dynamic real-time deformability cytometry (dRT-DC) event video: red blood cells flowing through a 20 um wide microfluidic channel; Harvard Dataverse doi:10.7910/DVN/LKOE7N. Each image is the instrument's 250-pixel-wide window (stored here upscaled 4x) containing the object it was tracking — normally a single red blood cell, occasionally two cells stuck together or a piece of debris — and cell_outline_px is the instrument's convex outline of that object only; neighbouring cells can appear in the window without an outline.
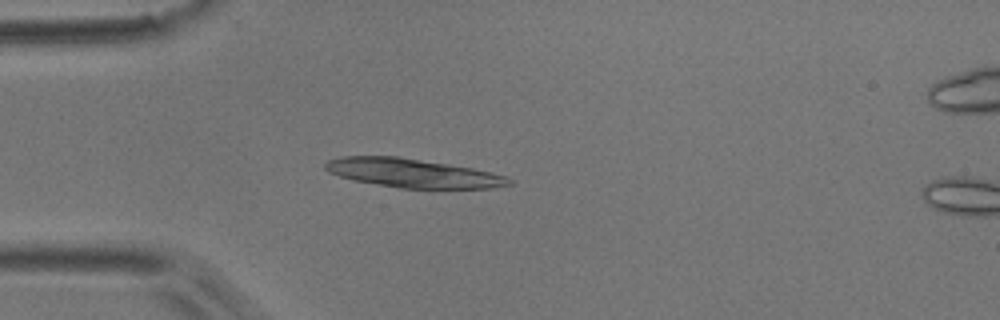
{"species": "common noctule bat (a hibernating species)", "species_latin": "Nyctalus noctula", "temperature_condition": "room temperature", "stored_images_in_passage": 39, "camera_frame_rate_fps": 3000, "um_per_image_px": 0.085, "animal": {"sex": "male", "body_mass_g": 17.9}, "frame": {"image": 1, "passage_image": 1, "time_ms": 0.0, "image_size_px": [1000, 320], "cell_outline_px": [[512, 184], [492, 188], [400, 188], [352, 180], [328, 172], [324, 168], [324, 164], [328, 160], [340, 156], [396, 156], [472, 168], [508, 176], [512, 180]], "centroid_in_image_um": [35.06, 14.71], "position_along_channel_um": 49.9, "area_um2": 30.75}}